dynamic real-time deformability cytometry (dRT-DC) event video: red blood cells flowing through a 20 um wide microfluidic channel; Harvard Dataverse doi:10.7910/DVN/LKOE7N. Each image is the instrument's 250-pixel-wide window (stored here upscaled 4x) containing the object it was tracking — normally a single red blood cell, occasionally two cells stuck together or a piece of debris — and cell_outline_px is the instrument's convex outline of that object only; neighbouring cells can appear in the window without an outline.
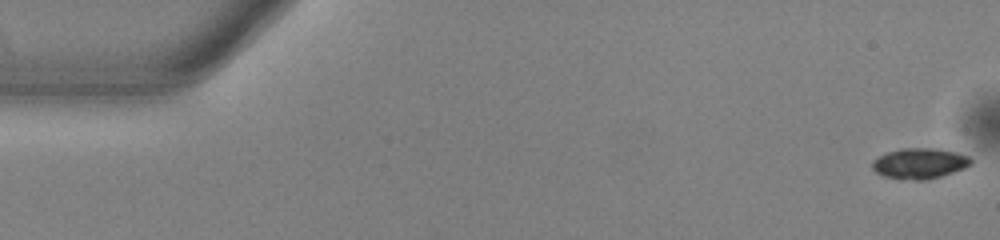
{"species": "common noctule bat (a hibernating species)", "species_latin": "Nyctalus noctula", "temperature_condition": "warm", "stored_images_in_passage": 53, "camera_frame_rate_fps": 3000, "um_per_image_px": 0.085, "animal": {"sex": "male", "body_mass_g": 13.0, "forearm_length_mm": 53.1}, "frame": {"image": 1, "passage_image": 1, "time_ms": 0.0, "image_size_px": [1000, 240], "cell_outline_px": [[972, 164], [964, 168], [940, 176], [924, 180], [916, 180], [884, 176], [876, 172], [872, 168], [872, 160], [888, 152], [904, 148], [932, 148], [956, 152], [968, 156], [972, 160]], "centroid_in_image_um": [78.17, 13.88], "position_along_channel_um": 6.8, "area_um2": 17.28}}
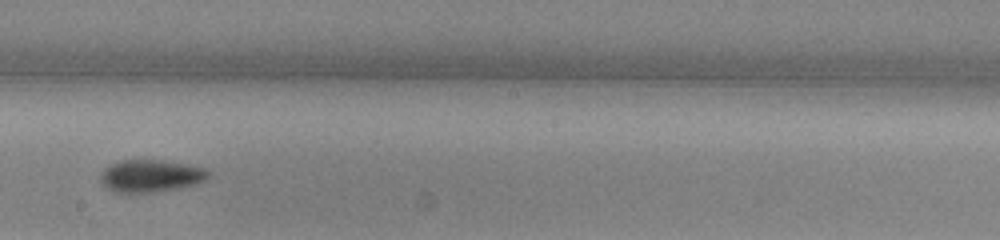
{"frame": {"image": 2, "passage_image": 30, "time_ms": 9.667, "image_size_px": [1000, 240], "cell_outline_px": [[212, 176], [208, 180], [196, 184], [176, 188], [152, 192], [116, 192], [104, 188], [100, 180], [100, 176], [112, 164], [120, 160], [156, 160], [188, 164], [204, 168]], "centroid_in_image_um": [12.85, 14.95], "position_along_channel_um": 235.4, "area_um2": 20.17}}
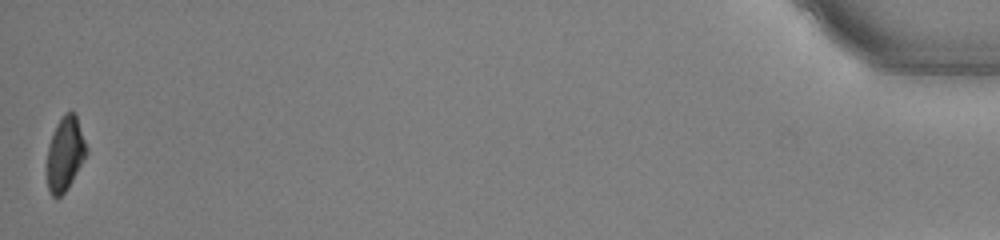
{"frame": {"image": 3, "passage_image": 53, "time_ms": 17.333, "image_size_px": [1000, 240], "cell_outline_px": [[88, 152], [84, 160], [68, 188], [56, 200], [48, 192], [48, 148], [52, 132], [56, 124], [64, 112], [72, 112], [76, 116], [88, 148]], "centroid_in_image_um": [5.54, 13.08], "position_along_channel_um": 429.7, "area_um2": 16.99}, "authors_computed_cell_mechanics": {"area_um2": 18.8428, "velocity_mm_per_s": 3.8628, "shape_relaxation_time_tau1_ms": 2.99, "shape_relaxation_time_tau2_ms": 5.2136, "deformation_change_tau1": 0.1313, "deformation_change_tau2": 0.1203}}